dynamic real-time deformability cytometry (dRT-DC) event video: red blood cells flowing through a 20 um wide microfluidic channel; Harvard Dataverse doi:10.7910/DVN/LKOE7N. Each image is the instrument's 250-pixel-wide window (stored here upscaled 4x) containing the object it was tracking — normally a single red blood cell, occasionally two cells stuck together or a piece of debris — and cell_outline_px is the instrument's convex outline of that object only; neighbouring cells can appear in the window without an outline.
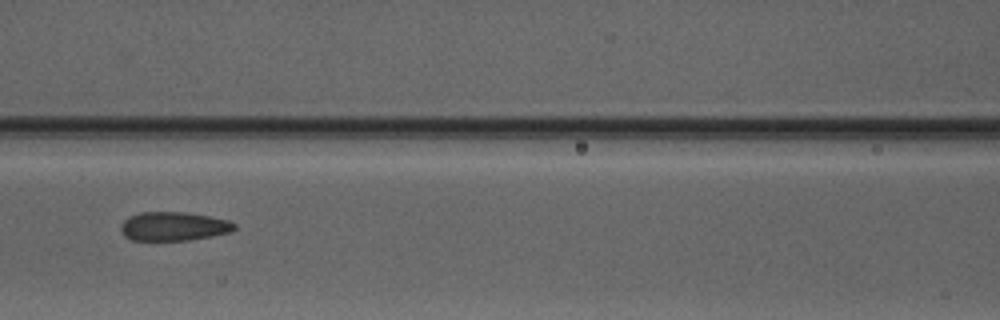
{"species": "Egyptian fruit bat (a non-hibernating species)", "species_latin": "Rousettus aegyptiacus", "temperature_condition": "warm", "stored_images_in_passage": 7, "camera_frame_rate_fps": 3000, "um_per_image_px": 0.085, "animal": {"sex": "male"}, "frame": {"image": 1, "passage_image": 5, "time_ms": 6.0, "image_size_px": [1000, 320], "cell_outline_px": [[236, 228], [232, 232], [212, 236], [188, 240], [132, 240], [124, 236], [120, 228], [120, 224], [128, 216], [140, 212], [184, 212], [208, 216], [228, 220], [236, 224]], "centroid_in_image_um": [14.75, 19.23], "position_along_channel_um": 151.9, "area_um2": 19.19}}
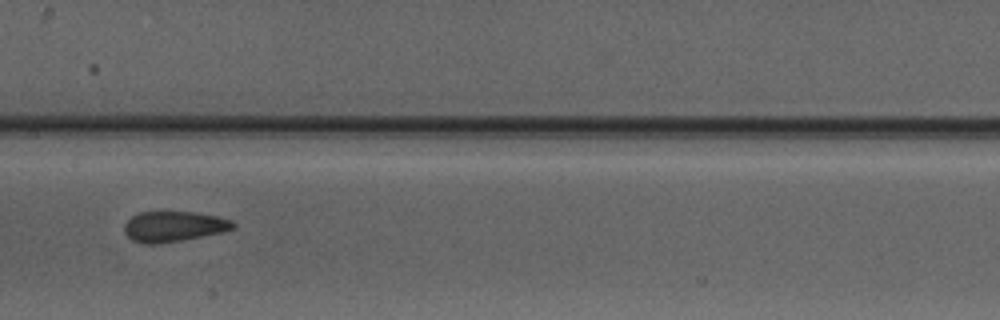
{"frame": {"image": 2, "passage_image": 6, "time_ms": 7.0, "image_size_px": [1000, 320], "cell_outline_px": [[236, 228], [224, 232], [184, 240], [160, 244], [144, 244], [132, 240], [124, 232], [124, 224], [132, 216], [140, 212], [192, 212], [216, 216], [232, 220], [236, 224]], "centroid_in_image_um": [14.79, 19.26], "position_along_channel_um": 192.6, "area_um2": 19.48}}
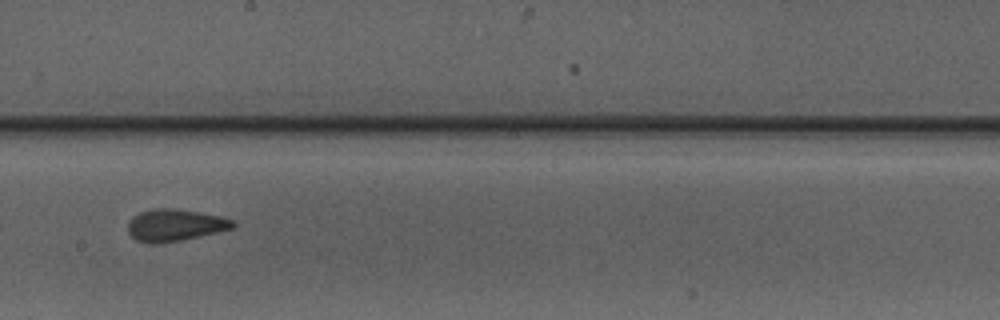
{"frame": {"image": 3, "passage_image": 7, "time_ms": 8.0, "image_size_px": [1000, 320], "cell_outline_px": [[236, 224], [232, 228], [216, 232], [180, 240], [156, 244], [148, 244], [136, 240], [128, 232], [128, 224], [132, 216], [140, 212], [156, 208], [172, 208], [220, 216], [232, 220]], "centroid_in_image_um": [14.82, 19.14], "position_along_channel_um": 233.4, "area_um2": 19.31}}